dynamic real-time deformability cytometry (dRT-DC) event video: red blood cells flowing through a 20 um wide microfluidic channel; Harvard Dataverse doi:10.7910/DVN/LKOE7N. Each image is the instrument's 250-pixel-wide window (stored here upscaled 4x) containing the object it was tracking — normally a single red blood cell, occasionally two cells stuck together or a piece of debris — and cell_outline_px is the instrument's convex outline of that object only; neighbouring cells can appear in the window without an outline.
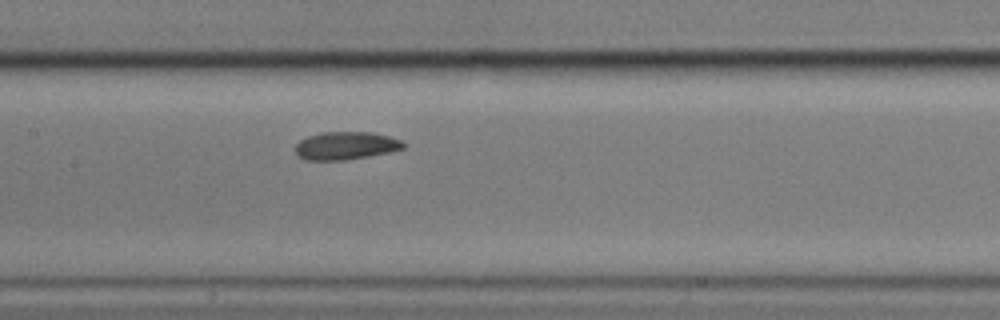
{"species": "common noctule bat (a hibernating species)", "species_latin": "Nyctalus noctula", "temperature_condition": "cold", "stored_images_in_passage": 7, "camera_frame_rate_fps": 3000, "um_per_image_px": 0.085, "animal": {"sex": "male", "body_mass_g": 17.9}, "frame": {"image": 1, "passage_image": 7, "time_ms": 7.667, "image_size_px": [1000, 320], "cell_outline_px": [[404, 148], [388, 152], [368, 156], [344, 160], [304, 160], [296, 156], [296, 144], [300, 140], [308, 136], [324, 132], [372, 132], [388, 136], [400, 140], [404, 144]], "centroid_in_image_um": [29.35, 12.38], "position_along_channel_um": 178.1, "area_um2": 17.46}}